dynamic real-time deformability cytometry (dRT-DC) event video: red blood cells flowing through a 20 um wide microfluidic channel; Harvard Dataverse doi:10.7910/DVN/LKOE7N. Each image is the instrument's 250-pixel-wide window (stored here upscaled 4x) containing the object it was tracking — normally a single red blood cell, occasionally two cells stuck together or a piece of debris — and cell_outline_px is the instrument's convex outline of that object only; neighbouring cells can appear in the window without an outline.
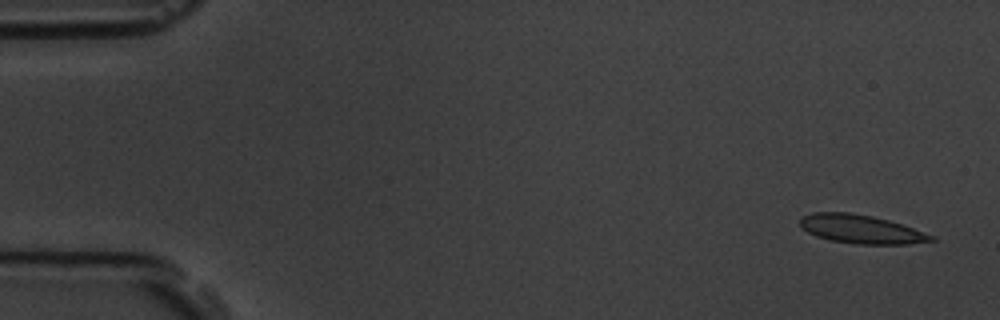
{"species": "common noctule bat (a hibernating species)", "species_latin": "Nyctalus noctula", "temperature_condition": "room temperature", "stored_images_in_passage": 6, "camera_frame_rate_fps": 3000, "um_per_image_px": 0.085, "animal": {"sex": "male", "body_mass_g": 19.5, "forearm_length_mm": 54.6}, "frame": {"image": 1, "passage_image": 1, "time_ms": 0.0, "image_size_px": [1000, 320], "cell_outline_px": [[936, 240], [908, 244], [856, 244], [828, 240], [816, 236], [800, 228], [800, 216], [812, 212], [848, 212], [872, 216], [888, 220], [936, 236]], "centroid_in_image_um": [73.14, 19.48], "position_along_channel_um": 11.9, "area_um2": 21.96}}
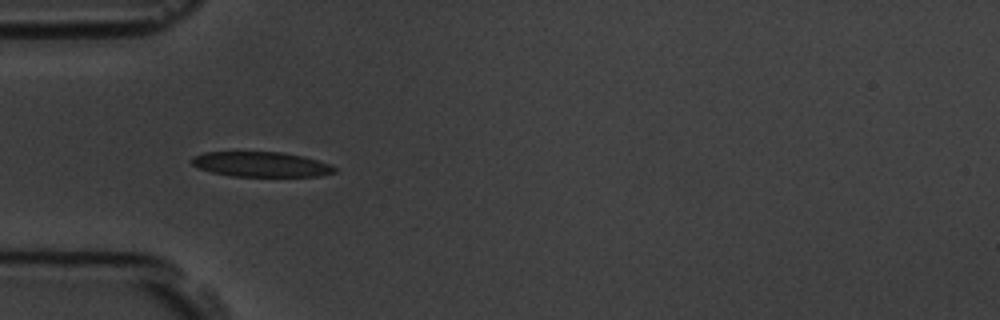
{"frame": {"image": 2, "passage_image": 5, "time_ms": 4.667, "image_size_px": [1000, 320], "cell_outline_px": [[336, 172], [320, 176], [232, 176], [212, 172], [196, 168], [192, 164], [192, 156], [204, 152], [284, 152], [304, 156], [328, 164], [336, 168]], "centroid_in_image_um": [22.16, 13.96], "position_along_channel_um": 62.8, "area_um2": 20.81}}
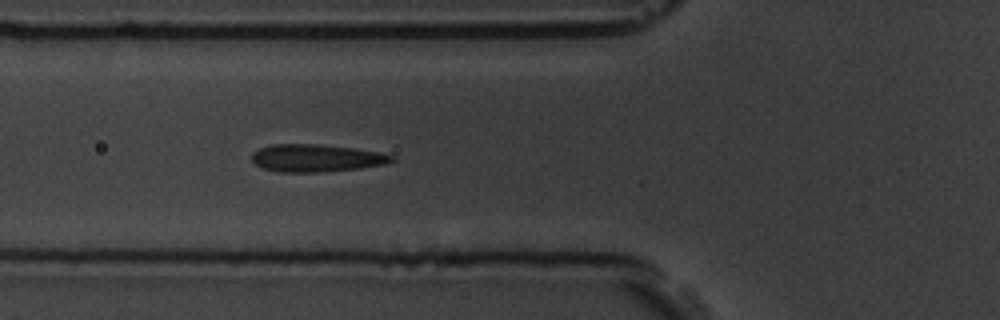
{"frame": {"image": 3, "passage_image": 6, "time_ms": 5.667, "image_size_px": [1000, 320], "cell_outline_px": [[396, 160], [388, 164], [360, 168], [320, 172], [276, 172], [260, 168], [252, 160], [252, 152], [260, 148], [272, 144], [316, 144], [356, 148], [380, 152], [396, 156]], "centroid_in_image_um": [26.91, 13.44], "position_along_channel_um": 98.9, "area_um2": 22.77}}